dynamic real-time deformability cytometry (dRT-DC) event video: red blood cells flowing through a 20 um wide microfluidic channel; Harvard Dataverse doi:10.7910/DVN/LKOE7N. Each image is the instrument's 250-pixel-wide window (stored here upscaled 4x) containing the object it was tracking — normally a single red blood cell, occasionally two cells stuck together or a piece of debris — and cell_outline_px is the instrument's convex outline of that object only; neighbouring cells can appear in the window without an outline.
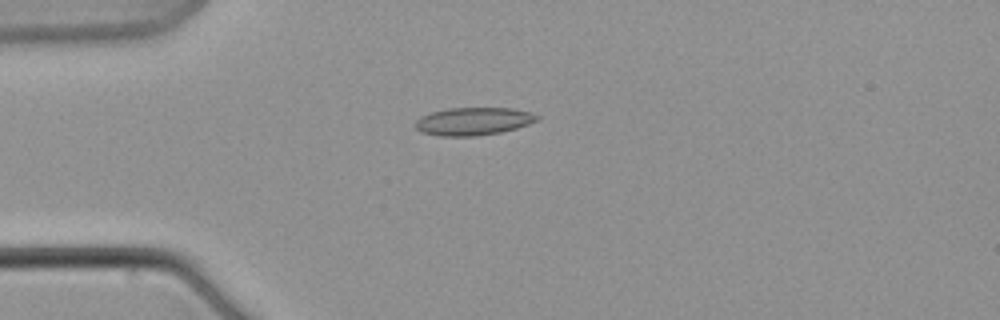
{"species": "common noctule bat (a hibernating species)", "species_latin": "Nyctalus noctula", "temperature_condition": "warm", "stored_images_in_passage": 7, "camera_frame_rate_fps": 3000, "um_per_image_px": 0.085, "animal": {"sex": "male", "body_mass_g": 21.5, "forearm_length_mm": 52.0}, "frame": {"image": 1, "passage_image": 6, "time_ms": 6.333, "image_size_px": [1000, 320], "cell_outline_px": [[540, 120], [516, 128], [500, 132], [476, 136], [440, 136], [424, 132], [416, 128], [416, 120], [420, 116], [432, 112], [448, 108], [512, 108], [532, 112], [540, 116]], "centroid_in_image_um": [40.28, 10.3], "position_along_channel_um": 44.7, "area_um2": 19.71}}